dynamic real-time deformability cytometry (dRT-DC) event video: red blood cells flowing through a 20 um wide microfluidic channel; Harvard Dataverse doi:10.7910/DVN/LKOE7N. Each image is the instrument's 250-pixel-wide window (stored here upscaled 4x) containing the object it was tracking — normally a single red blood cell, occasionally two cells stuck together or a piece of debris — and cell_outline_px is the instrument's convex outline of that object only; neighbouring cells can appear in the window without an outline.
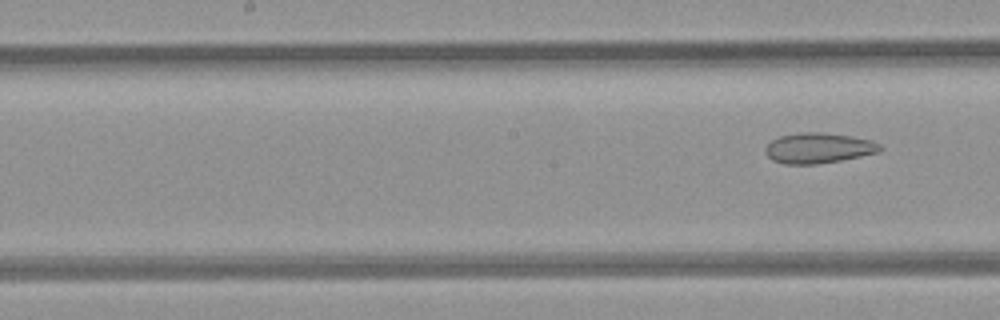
{"species": "common noctule bat (a hibernating species)", "species_latin": "Nyctalus noctula", "temperature_condition": "room temperature", "stored_images_in_passage": 7, "segment_of_instrument_passage": [2, 2], "camera_frame_rate_fps": 3000, "um_per_image_px": 0.085, "animal": {"sex": "female", "body_mass_g": 21.9}, "frame": {"image": 1, "passage_image": 7, "time_ms": 7.0, "image_size_px": [1000, 320], "cell_outline_px": [[884, 148], [880, 152], [840, 160], [816, 164], [784, 164], [772, 160], [764, 152], [764, 148], [772, 140], [780, 136], [796, 132], [824, 132], [852, 136], [872, 140], [880, 144]], "centroid_in_image_um": [69.57, 12.57], "position_along_channel_um": 178.6, "area_um2": 20.52}}